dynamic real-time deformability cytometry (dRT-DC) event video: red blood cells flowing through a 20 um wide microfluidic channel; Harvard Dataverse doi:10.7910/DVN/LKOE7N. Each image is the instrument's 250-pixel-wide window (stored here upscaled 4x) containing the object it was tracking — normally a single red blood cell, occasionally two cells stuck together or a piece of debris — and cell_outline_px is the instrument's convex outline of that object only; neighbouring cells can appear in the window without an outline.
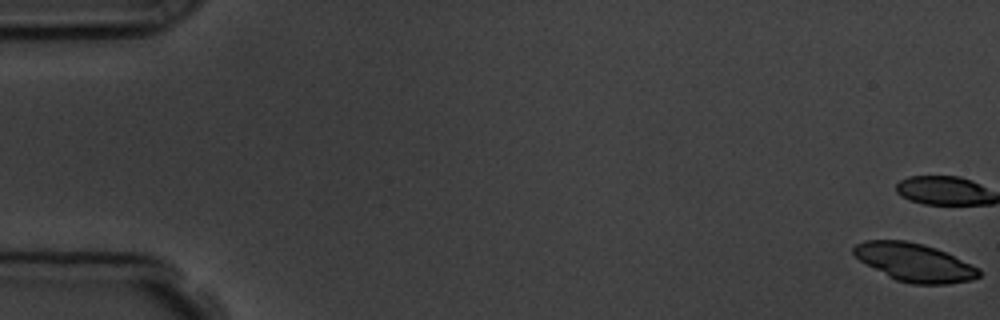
{"species": "common noctule bat (a hibernating species)", "species_latin": "Nyctalus noctula", "temperature_condition": "room temperature", "stored_images_in_passage": 5, "camera_frame_rate_fps": 3000, "um_per_image_px": 0.085, "animal": {"sex": "male", "body_mass_g": 19.5, "forearm_length_mm": 54.6}, "frame": {"image": 1, "passage_image": 1, "time_ms": 0.0, "image_size_px": [1000, 320], "cell_outline_px": [[980, 276], [972, 280], [948, 284], [912, 284], [896, 280], [888, 276], [860, 260], [852, 252], [852, 248], [856, 244], [864, 240], [904, 240], [924, 244], [936, 248], [980, 268]], "centroid_in_image_um": [77.74, 22.3], "position_along_channel_um": 7.3, "area_um2": 27.74}}